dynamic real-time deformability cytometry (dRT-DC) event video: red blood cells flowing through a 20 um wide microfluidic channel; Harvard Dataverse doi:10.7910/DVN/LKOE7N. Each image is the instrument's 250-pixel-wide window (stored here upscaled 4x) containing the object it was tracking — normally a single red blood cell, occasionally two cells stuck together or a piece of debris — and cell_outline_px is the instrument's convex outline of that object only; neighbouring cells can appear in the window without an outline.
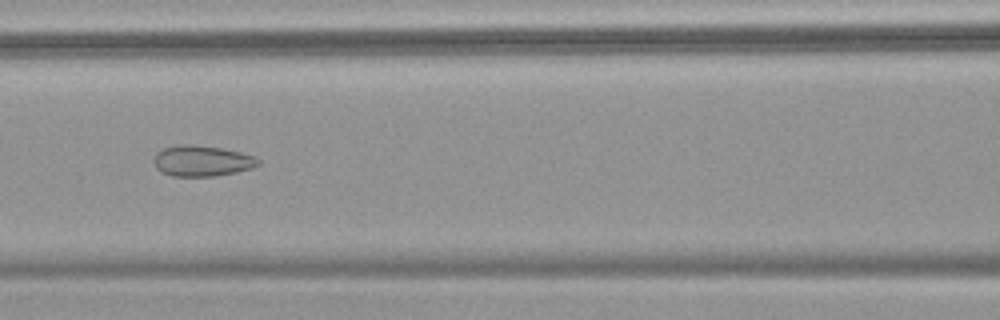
{"species": "common noctule bat (a hibernating species)", "species_latin": "Nyctalus noctula", "temperature_condition": "warm", "stored_images_in_passage": 50, "camera_frame_rate_fps": 3000, "um_per_image_px": 0.085, "animal": {"sex": "female", "body_mass_g": 18.4}, "frame": {"image": 1, "passage_image": 25, "time_ms": 8.0, "image_size_px": [1000, 320], "cell_outline_px": [[260, 164], [252, 168], [236, 172], [216, 176], [172, 176], [160, 172], [156, 168], [152, 160], [156, 152], [164, 148], [180, 144], [192, 144], [224, 148], [256, 156], [260, 160]], "centroid_in_image_um": [17.16, 13.67], "position_along_channel_um": 149.4, "area_um2": 19.07}}
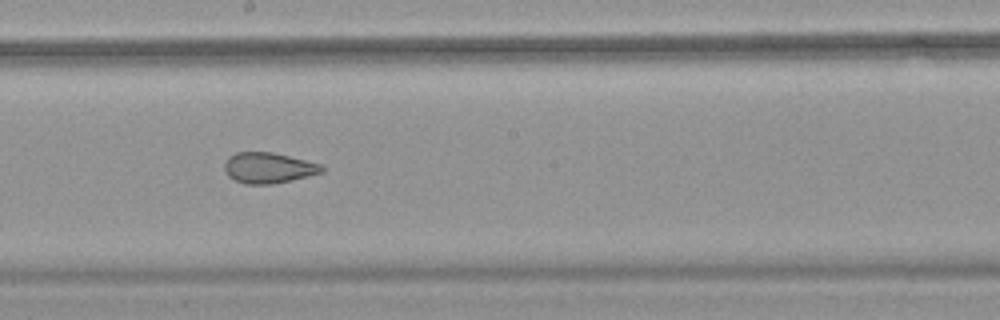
{"frame": {"image": 2, "passage_image": 31, "time_ms": 10.0, "image_size_px": [1000, 320], "cell_outline_px": [[324, 172], [308, 176], [272, 184], [244, 184], [228, 176], [224, 168], [224, 164], [228, 156], [236, 152], [272, 152], [320, 164], [324, 168]], "centroid_in_image_um": [22.79, 14.26], "position_along_channel_um": 225.4, "area_um2": 17.28}}
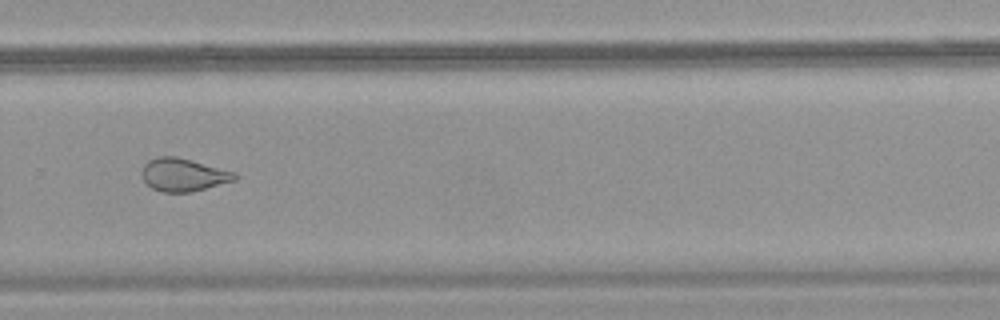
{"frame": {"image": 3, "passage_image": 38, "time_ms": 12.333, "image_size_px": [1000, 320], "cell_outline_px": [[240, 176], [236, 180], [192, 192], [164, 192], [152, 188], [144, 180], [140, 172], [144, 164], [148, 160], [156, 156], [176, 156], [192, 160], [236, 172]], "centroid_in_image_um": [15.6, 14.84], "position_along_channel_um": 314.2, "area_um2": 18.03}}